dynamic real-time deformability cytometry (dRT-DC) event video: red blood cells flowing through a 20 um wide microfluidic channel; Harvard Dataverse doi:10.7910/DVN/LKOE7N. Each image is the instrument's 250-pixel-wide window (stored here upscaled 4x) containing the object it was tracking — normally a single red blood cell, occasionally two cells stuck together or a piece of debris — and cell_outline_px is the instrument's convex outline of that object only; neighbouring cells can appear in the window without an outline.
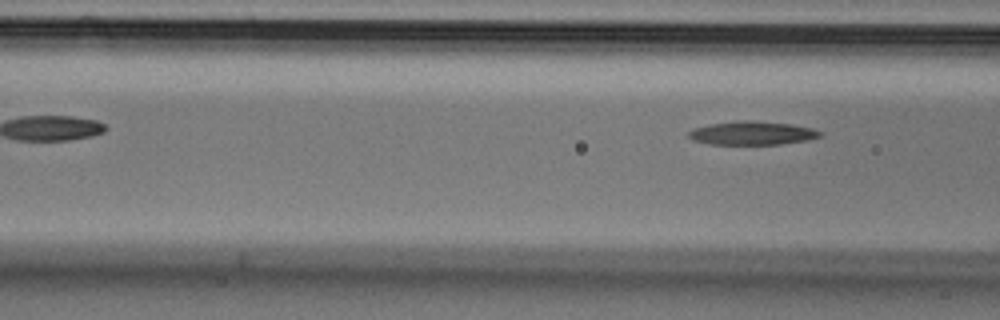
{"species": "Egyptian fruit bat (a non-hibernating species)", "species_latin": "Rousettus aegyptiacus", "temperature_condition": "cold", "stored_images_in_passage": 6, "camera_frame_rate_fps": 3000, "um_per_image_px": 0.085, "animal": {"sex": "male"}, "frame": {"image": 1, "passage_image": 6, "time_ms": 1.667, "image_size_px": [1000, 320], "cell_outline_px": [[820, 136], [808, 140], [780, 144], [708, 144], [692, 140], [688, 136], [688, 132], [692, 128], [708, 124], [736, 120], [752, 120], [792, 124], [812, 128], [820, 132]], "centroid_in_image_um": [63.87, 11.3], "position_along_channel_um": 102.7, "area_um2": 18.15}}